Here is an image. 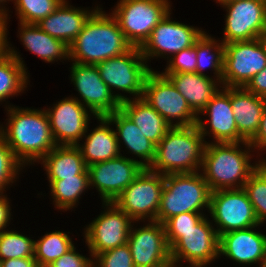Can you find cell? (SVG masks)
Instances as JSON below:
<instances>
[{"mask_svg":"<svg viewBox=\"0 0 266 267\" xmlns=\"http://www.w3.org/2000/svg\"><path fill=\"white\" fill-rule=\"evenodd\" d=\"M9 109V110H8ZM8 128H0L17 160L23 165L45 157L56 145L46 110L8 106ZM28 161V162H26Z\"/></svg>","mask_w":266,"mask_h":267,"instance_id":"1","label":"cell"},{"mask_svg":"<svg viewBox=\"0 0 266 267\" xmlns=\"http://www.w3.org/2000/svg\"><path fill=\"white\" fill-rule=\"evenodd\" d=\"M206 134L210 133L200 117L196 125L171 127L156 145L155 160L149 169L164 176L197 172L202 166Z\"/></svg>","mask_w":266,"mask_h":267,"instance_id":"2","label":"cell"},{"mask_svg":"<svg viewBox=\"0 0 266 267\" xmlns=\"http://www.w3.org/2000/svg\"><path fill=\"white\" fill-rule=\"evenodd\" d=\"M131 48L116 18L98 8L69 46V58L75 63L97 65Z\"/></svg>","mask_w":266,"mask_h":267,"instance_id":"3","label":"cell"},{"mask_svg":"<svg viewBox=\"0 0 266 267\" xmlns=\"http://www.w3.org/2000/svg\"><path fill=\"white\" fill-rule=\"evenodd\" d=\"M239 147L240 142H206L201 167L212 192L243 188L249 176L260 166L261 161L251 165L250 151H242Z\"/></svg>","mask_w":266,"mask_h":267,"instance_id":"4","label":"cell"},{"mask_svg":"<svg viewBox=\"0 0 266 267\" xmlns=\"http://www.w3.org/2000/svg\"><path fill=\"white\" fill-rule=\"evenodd\" d=\"M211 190L202 173L168 174L164 176V187L156 221L164 224L172 216L210 208Z\"/></svg>","mask_w":266,"mask_h":267,"instance_id":"5","label":"cell"},{"mask_svg":"<svg viewBox=\"0 0 266 267\" xmlns=\"http://www.w3.org/2000/svg\"><path fill=\"white\" fill-rule=\"evenodd\" d=\"M210 224L204 217L188 231H165L173 267L181 259L189 262L192 267H205L218 258L219 235Z\"/></svg>","mask_w":266,"mask_h":267,"instance_id":"6","label":"cell"},{"mask_svg":"<svg viewBox=\"0 0 266 267\" xmlns=\"http://www.w3.org/2000/svg\"><path fill=\"white\" fill-rule=\"evenodd\" d=\"M168 0H121L111 13L132 47H141L170 11Z\"/></svg>","mask_w":266,"mask_h":267,"instance_id":"7","label":"cell"},{"mask_svg":"<svg viewBox=\"0 0 266 267\" xmlns=\"http://www.w3.org/2000/svg\"><path fill=\"white\" fill-rule=\"evenodd\" d=\"M142 98L153 107L171 127L197 124V115L171 80L162 73L151 70L144 82ZM173 119L178 122L173 123Z\"/></svg>","mask_w":266,"mask_h":267,"instance_id":"8","label":"cell"},{"mask_svg":"<svg viewBox=\"0 0 266 267\" xmlns=\"http://www.w3.org/2000/svg\"><path fill=\"white\" fill-rule=\"evenodd\" d=\"M164 187V175L144 168L113 202L133 221H156Z\"/></svg>","mask_w":266,"mask_h":267,"instance_id":"9","label":"cell"},{"mask_svg":"<svg viewBox=\"0 0 266 267\" xmlns=\"http://www.w3.org/2000/svg\"><path fill=\"white\" fill-rule=\"evenodd\" d=\"M96 66L101 79L113 95L112 89H118L136 95L135 98L143 96L144 82L151 68L146 64L139 47H132L124 54L109 58Z\"/></svg>","mask_w":266,"mask_h":267,"instance_id":"10","label":"cell"},{"mask_svg":"<svg viewBox=\"0 0 266 267\" xmlns=\"http://www.w3.org/2000/svg\"><path fill=\"white\" fill-rule=\"evenodd\" d=\"M209 211L219 227L216 229L219 236L260 225L243 188L211 192Z\"/></svg>","mask_w":266,"mask_h":267,"instance_id":"11","label":"cell"},{"mask_svg":"<svg viewBox=\"0 0 266 267\" xmlns=\"http://www.w3.org/2000/svg\"><path fill=\"white\" fill-rule=\"evenodd\" d=\"M266 67V54L258 39L224 44L223 87H245Z\"/></svg>","mask_w":266,"mask_h":267,"instance_id":"12","label":"cell"},{"mask_svg":"<svg viewBox=\"0 0 266 267\" xmlns=\"http://www.w3.org/2000/svg\"><path fill=\"white\" fill-rule=\"evenodd\" d=\"M71 66V81L83 99L80 103H84L83 105L89 108L93 116H107L120 109V102L129 99L121 94L111 93L101 79L96 65L73 62Z\"/></svg>","mask_w":266,"mask_h":267,"instance_id":"13","label":"cell"},{"mask_svg":"<svg viewBox=\"0 0 266 267\" xmlns=\"http://www.w3.org/2000/svg\"><path fill=\"white\" fill-rule=\"evenodd\" d=\"M142 160L122 155L87 167L89 186H95L104 203H113L143 170Z\"/></svg>","mask_w":266,"mask_h":267,"instance_id":"14","label":"cell"},{"mask_svg":"<svg viewBox=\"0 0 266 267\" xmlns=\"http://www.w3.org/2000/svg\"><path fill=\"white\" fill-rule=\"evenodd\" d=\"M103 204L107 206V211L85 229L86 244L92 257L126 244L132 226L133 220L114 203Z\"/></svg>","mask_w":266,"mask_h":267,"instance_id":"15","label":"cell"},{"mask_svg":"<svg viewBox=\"0 0 266 267\" xmlns=\"http://www.w3.org/2000/svg\"><path fill=\"white\" fill-rule=\"evenodd\" d=\"M149 222L143 228H130L127 244L134 267H173L164 224Z\"/></svg>","mask_w":266,"mask_h":267,"instance_id":"16","label":"cell"},{"mask_svg":"<svg viewBox=\"0 0 266 267\" xmlns=\"http://www.w3.org/2000/svg\"><path fill=\"white\" fill-rule=\"evenodd\" d=\"M227 8L224 44L258 38L266 26V1L240 0L218 2Z\"/></svg>","mask_w":266,"mask_h":267,"instance_id":"17","label":"cell"},{"mask_svg":"<svg viewBox=\"0 0 266 267\" xmlns=\"http://www.w3.org/2000/svg\"><path fill=\"white\" fill-rule=\"evenodd\" d=\"M170 14L169 11L140 47L141 54L146 61L149 57L164 56L168 53L173 56L193 46L204 33L199 28L171 21Z\"/></svg>","mask_w":266,"mask_h":267,"instance_id":"18","label":"cell"},{"mask_svg":"<svg viewBox=\"0 0 266 267\" xmlns=\"http://www.w3.org/2000/svg\"><path fill=\"white\" fill-rule=\"evenodd\" d=\"M56 145L77 146L88 129V110L77 98H65L46 110Z\"/></svg>","mask_w":266,"mask_h":267,"instance_id":"19","label":"cell"},{"mask_svg":"<svg viewBox=\"0 0 266 267\" xmlns=\"http://www.w3.org/2000/svg\"><path fill=\"white\" fill-rule=\"evenodd\" d=\"M255 227L234 230L219 236V254L239 264L259 263L266 267V235L253 230Z\"/></svg>","mask_w":266,"mask_h":267,"instance_id":"20","label":"cell"},{"mask_svg":"<svg viewBox=\"0 0 266 267\" xmlns=\"http://www.w3.org/2000/svg\"><path fill=\"white\" fill-rule=\"evenodd\" d=\"M221 88L222 90L217 91L200 113L210 116V132L216 143L240 142L250 150L253 147L238 134L231 107V87Z\"/></svg>","mask_w":266,"mask_h":267,"instance_id":"21","label":"cell"},{"mask_svg":"<svg viewBox=\"0 0 266 267\" xmlns=\"http://www.w3.org/2000/svg\"><path fill=\"white\" fill-rule=\"evenodd\" d=\"M231 107L238 134L250 142L260 128L266 98L251 93L245 87H231Z\"/></svg>","mask_w":266,"mask_h":267,"instance_id":"22","label":"cell"},{"mask_svg":"<svg viewBox=\"0 0 266 267\" xmlns=\"http://www.w3.org/2000/svg\"><path fill=\"white\" fill-rule=\"evenodd\" d=\"M97 9L98 6L91 12L77 9L73 6L70 7L63 0L53 13L41 19L36 24L42 31L70 46L77 35L83 30L89 17Z\"/></svg>","mask_w":266,"mask_h":267,"instance_id":"23","label":"cell"},{"mask_svg":"<svg viewBox=\"0 0 266 267\" xmlns=\"http://www.w3.org/2000/svg\"><path fill=\"white\" fill-rule=\"evenodd\" d=\"M106 117L117 128L115 134L118 145L122 139L126 148L143 160V168H150L155 160L156 145L144 136L140 128L121 109Z\"/></svg>","mask_w":266,"mask_h":267,"instance_id":"24","label":"cell"},{"mask_svg":"<svg viewBox=\"0 0 266 267\" xmlns=\"http://www.w3.org/2000/svg\"><path fill=\"white\" fill-rule=\"evenodd\" d=\"M95 118L101 122V125L90 132L89 135L84 136L86 142L83 146L77 145L87 167L122 155L120 154V145H118L115 130L109 127V125H112L109 119L106 116Z\"/></svg>","mask_w":266,"mask_h":267,"instance_id":"25","label":"cell"},{"mask_svg":"<svg viewBox=\"0 0 266 267\" xmlns=\"http://www.w3.org/2000/svg\"><path fill=\"white\" fill-rule=\"evenodd\" d=\"M184 96L191 109L198 115L219 90L217 82L208 75L196 72L163 74Z\"/></svg>","mask_w":266,"mask_h":267,"instance_id":"26","label":"cell"},{"mask_svg":"<svg viewBox=\"0 0 266 267\" xmlns=\"http://www.w3.org/2000/svg\"><path fill=\"white\" fill-rule=\"evenodd\" d=\"M120 109L157 145L171 126L146 100L133 98L120 102Z\"/></svg>","mask_w":266,"mask_h":267,"instance_id":"27","label":"cell"},{"mask_svg":"<svg viewBox=\"0 0 266 267\" xmlns=\"http://www.w3.org/2000/svg\"><path fill=\"white\" fill-rule=\"evenodd\" d=\"M41 160L49 180H64L79 174H88L77 146L57 145Z\"/></svg>","mask_w":266,"mask_h":267,"instance_id":"28","label":"cell"},{"mask_svg":"<svg viewBox=\"0 0 266 267\" xmlns=\"http://www.w3.org/2000/svg\"><path fill=\"white\" fill-rule=\"evenodd\" d=\"M20 39L27 50L46 62L69 59V46L63 41L42 31L37 24L20 22Z\"/></svg>","mask_w":266,"mask_h":267,"instance_id":"29","label":"cell"},{"mask_svg":"<svg viewBox=\"0 0 266 267\" xmlns=\"http://www.w3.org/2000/svg\"><path fill=\"white\" fill-rule=\"evenodd\" d=\"M22 58L10 48L0 57V101L24 91L28 76Z\"/></svg>","mask_w":266,"mask_h":267,"instance_id":"30","label":"cell"},{"mask_svg":"<svg viewBox=\"0 0 266 267\" xmlns=\"http://www.w3.org/2000/svg\"><path fill=\"white\" fill-rule=\"evenodd\" d=\"M51 194L58 209L74 208L80 195L89 188V174H79L64 180H49Z\"/></svg>","mask_w":266,"mask_h":267,"instance_id":"31","label":"cell"},{"mask_svg":"<svg viewBox=\"0 0 266 267\" xmlns=\"http://www.w3.org/2000/svg\"><path fill=\"white\" fill-rule=\"evenodd\" d=\"M65 232L55 231L45 234L35 241L34 258L38 267H48L74 245Z\"/></svg>","mask_w":266,"mask_h":267,"instance_id":"32","label":"cell"},{"mask_svg":"<svg viewBox=\"0 0 266 267\" xmlns=\"http://www.w3.org/2000/svg\"><path fill=\"white\" fill-rule=\"evenodd\" d=\"M217 42L211 36L206 35L205 32L196 41V73L206 75L203 73V69L209 66L215 71V77L221 83L223 76L224 43L221 42L218 44Z\"/></svg>","mask_w":266,"mask_h":267,"instance_id":"33","label":"cell"},{"mask_svg":"<svg viewBox=\"0 0 266 267\" xmlns=\"http://www.w3.org/2000/svg\"><path fill=\"white\" fill-rule=\"evenodd\" d=\"M243 190L253 205L257 220L263 224L266 220V168L262 164L249 176Z\"/></svg>","mask_w":266,"mask_h":267,"instance_id":"34","label":"cell"},{"mask_svg":"<svg viewBox=\"0 0 266 267\" xmlns=\"http://www.w3.org/2000/svg\"><path fill=\"white\" fill-rule=\"evenodd\" d=\"M35 241L15 231L0 233V260L34 257Z\"/></svg>","mask_w":266,"mask_h":267,"instance_id":"35","label":"cell"},{"mask_svg":"<svg viewBox=\"0 0 266 267\" xmlns=\"http://www.w3.org/2000/svg\"><path fill=\"white\" fill-rule=\"evenodd\" d=\"M21 23L36 24L55 11L63 0H14Z\"/></svg>","mask_w":266,"mask_h":267,"instance_id":"36","label":"cell"},{"mask_svg":"<svg viewBox=\"0 0 266 267\" xmlns=\"http://www.w3.org/2000/svg\"><path fill=\"white\" fill-rule=\"evenodd\" d=\"M22 164L17 160L14 153L0 135V193L5 187L13 183Z\"/></svg>","mask_w":266,"mask_h":267,"instance_id":"37","label":"cell"},{"mask_svg":"<svg viewBox=\"0 0 266 267\" xmlns=\"http://www.w3.org/2000/svg\"><path fill=\"white\" fill-rule=\"evenodd\" d=\"M93 260L94 267H134L131 251L127 243L100 253ZM95 260L97 261L95 262Z\"/></svg>","mask_w":266,"mask_h":267,"instance_id":"38","label":"cell"},{"mask_svg":"<svg viewBox=\"0 0 266 267\" xmlns=\"http://www.w3.org/2000/svg\"><path fill=\"white\" fill-rule=\"evenodd\" d=\"M196 43L180 52L174 54L162 74L196 72L197 63Z\"/></svg>","mask_w":266,"mask_h":267,"instance_id":"39","label":"cell"},{"mask_svg":"<svg viewBox=\"0 0 266 267\" xmlns=\"http://www.w3.org/2000/svg\"><path fill=\"white\" fill-rule=\"evenodd\" d=\"M204 215L202 213L186 212L169 218L165 223V231H188L196 226Z\"/></svg>","mask_w":266,"mask_h":267,"instance_id":"40","label":"cell"},{"mask_svg":"<svg viewBox=\"0 0 266 267\" xmlns=\"http://www.w3.org/2000/svg\"><path fill=\"white\" fill-rule=\"evenodd\" d=\"M73 246L60 258L51 263L48 267H94L93 260L85 258L75 251Z\"/></svg>","mask_w":266,"mask_h":267,"instance_id":"41","label":"cell"},{"mask_svg":"<svg viewBox=\"0 0 266 267\" xmlns=\"http://www.w3.org/2000/svg\"><path fill=\"white\" fill-rule=\"evenodd\" d=\"M245 88L257 96L266 98V67L252 77Z\"/></svg>","mask_w":266,"mask_h":267,"instance_id":"42","label":"cell"},{"mask_svg":"<svg viewBox=\"0 0 266 267\" xmlns=\"http://www.w3.org/2000/svg\"><path fill=\"white\" fill-rule=\"evenodd\" d=\"M254 148L266 149V107L262 115L260 128L255 137L249 142Z\"/></svg>","mask_w":266,"mask_h":267,"instance_id":"43","label":"cell"},{"mask_svg":"<svg viewBox=\"0 0 266 267\" xmlns=\"http://www.w3.org/2000/svg\"><path fill=\"white\" fill-rule=\"evenodd\" d=\"M0 267H38L34 257L0 260Z\"/></svg>","mask_w":266,"mask_h":267,"instance_id":"44","label":"cell"},{"mask_svg":"<svg viewBox=\"0 0 266 267\" xmlns=\"http://www.w3.org/2000/svg\"><path fill=\"white\" fill-rule=\"evenodd\" d=\"M10 210L11 209L7 197L3 195V193H0V233L4 231V228H6L10 220Z\"/></svg>","mask_w":266,"mask_h":267,"instance_id":"45","label":"cell"},{"mask_svg":"<svg viewBox=\"0 0 266 267\" xmlns=\"http://www.w3.org/2000/svg\"><path fill=\"white\" fill-rule=\"evenodd\" d=\"M7 52V28L0 21V57Z\"/></svg>","mask_w":266,"mask_h":267,"instance_id":"46","label":"cell"},{"mask_svg":"<svg viewBox=\"0 0 266 267\" xmlns=\"http://www.w3.org/2000/svg\"><path fill=\"white\" fill-rule=\"evenodd\" d=\"M257 39L259 40V42H260L261 46L263 47V50L266 54V26L262 29V31L258 35Z\"/></svg>","mask_w":266,"mask_h":267,"instance_id":"47","label":"cell"},{"mask_svg":"<svg viewBox=\"0 0 266 267\" xmlns=\"http://www.w3.org/2000/svg\"><path fill=\"white\" fill-rule=\"evenodd\" d=\"M8 14L6 12V10L3 9V6L2 8H0V21H2L5 25V27H7V17Z\"/></svg>","mask_w":266,"mask_h":267,"instance_id":"48","label":"cell"},{"mask_svg":"<svg viewBox=\"0 0 266 267\" xmlns=\"http://www.w3.org/2000/svg\"><path fill=\"white\" fill-rule=\"evenodd\" d=\"M218 2H232V1H240V0H217ZM260 1H266V0H260Z\"/></svg>","mask_w":266,"mask_h":267,"instance_id":"49","label":"cell"},{"mask_svg":"<svg viewBox=\"0 0 266 267\" xmlns=\"http://www.w3.org/2000/svg\"><path fill=\"white\" fill-rule=\"evenodd\" d=\"M261 164L266 168V161H265V159H263V161L261 162Z\"/></svg>","mask_w":266,"mask_h":267,"instance_id":"50","label":"cell"},{"mask_svg":"<svg viewBox=\"0 0 266 267\" xmlns=\"http://www.w3.org/2000/svg\"><path fill=\"white\" fill-rule=\"evenodd\" d=\"M7 1H9V0H7ZM6 0H0V4L2 3V2H7Z\"/></svg>","mask_w":266,"mask_h":267,"instance_id":"51","label":"cell"}]
</instances>
